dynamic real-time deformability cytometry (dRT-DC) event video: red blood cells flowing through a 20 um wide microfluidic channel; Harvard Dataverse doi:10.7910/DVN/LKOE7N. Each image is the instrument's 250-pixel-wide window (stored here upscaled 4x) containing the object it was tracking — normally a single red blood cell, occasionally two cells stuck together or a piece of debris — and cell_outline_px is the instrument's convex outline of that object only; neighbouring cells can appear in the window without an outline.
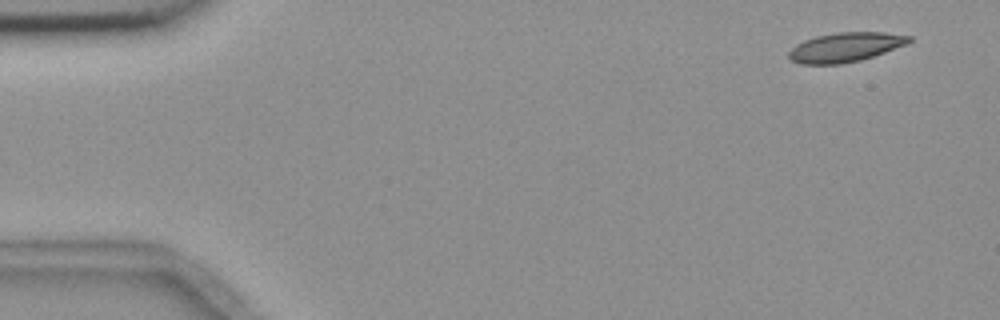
{"species": "common noctule bat (a hibernating species)", "species_latin": "Nyctalus noctula", "temperature_condition": "room temperature", "stored_images_in_passage": 4, "camera_frame_rate_fps": 3000, "um_per_image_px": 0.085, "animal": {"sex": "female", "body_mass_g": 18.4}, "frame": {"image": 1, "passage_image": 1, "time_ms": 0.0, "image_size_px": [1000, 320], "cell_outline_px": [[912, 40], [908, 44], [860, 60], [840, 64], [800, 64], [792, 60], [788, 56], [788, 52], [796, 44], [804, 40], [816, 36], [836, 32], [884, 32], [912, 36]], "centroid_in_image_um": [71.86, 4.0], "position_along_channel_um": 13.1, "area_um2": 20.58}}